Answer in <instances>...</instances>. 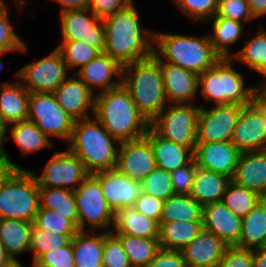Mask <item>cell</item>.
<instances>
[{
	"label": "cell",
	"mask_w": 266,
	"mask_h": 267,
	"mask_svg": "<svg viewBox=\"0 0 266 267\" xmlns=\"http://www.w3.org/2000/svg\"><path fill=\"white\" fill-rule=\"evenodd\" d=\"M58 104L75 121L94 116L95 94L74 73L53 92ZM92 112L91 116L86 111Z\"/></svg>",
	"instance_id": "18"
},
{
	"label": "cell",
	"mask_w": 266,
	"mask_h": 267,
	"mask_svg": "<svg viewBox=\"0 0 266 267\" xmlns=\"http://www.w3.org/2000/svg\"><path fill=\"white\" fill-rule=\"evenodd\" d=\"M100 182L104 197L113 211L133 206L141 193V183L116 168L93 174Z\"/></svg>",
	"instance_id": "20"
},
{
	"label": "cell",
	"mask_w": 266,
	"mask_h": 267,
	"mask_svg": "<svg viewBox=\"0 0 266 267\" xmlns=\"http://www.w3.org/2000/svg\"><path fill=\"white\" fill-rule=\"evenodd\" d=\"M252 15L257 19L266 15V0H247Z\"/></svg>",
	"instance_id": "56"
},
{
	"label": "cell",
	"mask_w": 266,
	"mask_h": 267,
	"mask_svg": "<svg viewBox=\"0 0 266 267\" xmlns=\"http://www.w3.org/2000/svg\"><path fill=\"white\" fill-rule=\"evenodd\" d=\"M215 16L233 19L244 24L256 19L251 13L247 0H219Z\"/></svg>",
	"instance_id": "47"
},
{
	"label": "cell",
	"mask_w": 266,
	"mask_h": 267,
	"mask_svg": "<svg viewBox=\"0 0 266 267\" xmlns=\"http://www.w3.org/2000/svg\"><path fill=\"white\" fill-rule=\"evenodd\" d=\"M241 151L231 142L197 143L193 151L196 166L232 179Z\"/></svg>",
	"instance_id": "17"
},
{
	"label": "cell",
	"mask_w": 266,
	"mask_h": 267,
	"mask_svg": "<svg viewBox=\"0 0 266 267\" xmlns=\"http://www.w3.org/2000/svg\"><path fill=\"white\" fill-rule=\"evenodd\" d=\"M130 3L126 8L103 19L104 53L120 66L151 57L154 53V32L141 28L138 10Z\"/></svg>",
	"instance_id": "1"
},
{
	"label": "cell",
	"mask_w": 266,
	"mask_h": 267,
	"mask_svg": "<svg viewBox=\"0 0 266 267\" xmlns=\"http://www.w3.org/2000/svg\"><path fill=\"white\" fill-rule=\"evenodd\" d=\"M39 202L40 208L57 211L78 228V213L74 191L62 188L39 187Z\"/></svg>",
	"instance_id": "36"
},
{
	"label": "cell",
	"mask_w": 266,
	"mask_h": 267,
	"mask_svg": "<svg viewBox=\"0 0 266 267\" xmlns=\"http://www.w3.org/2000/svg\"><path fill=\"white\" fill-rule=\"evenodd\" d=\"M252 102L261 110L266 125V92H255Z\"/></svg>",
	"instance_id": "57"
},
{
	"label": "cell",
	"mask_w": 266,
	"mask_h": 267,
	"mask_svg": "<svg viewBox=\"0 0 266 267\" xmlns=\"http://www.w3.org/2000/svg\"><path fill=\"white\" fill-rule=\"evenodd\" d=\"M33 226L37 229L59 234H76L79 231L69 219L63 217L57 211L45 208H39Z\"/></svg>",
	"instance_id": "44"
},
{
	"label": "cell",
	"mask_w": 266,
	"mask_h": 267,
	"mask_svg": "<svg viewBox=\"0 0 266 267\" xmlns=\"http://www.w3.org/2000/svg\"><path fill=\"white\" fill-rule=\"evenodd\" d=\"M90 13V16L86 14ZM62 41H83L100 53L105 48L103 20L88 8L68 10L59 14Z\"/></svg>",
	"instance_id": "14"
},
{
	"label": "cell",
	"mask_w": 266,
	"mask_h": 267,
	"mask_svg": "<svg viewBox=\"0 0 266 267\" xmlns=\"http://www.w3.org/2000/svg\"><path fill=\"white\" fill-rule=\"evenodd\" d=\"M88 231H78L72 238L75 267H103L104 233Z\"/></svg>",
	"instance_id": "30"
},
{
	"label": "cell",
	"mask_w": 266,
	"mask_h": 267,
	"mask_svg": "<svg viewBox=\"0 0 266 267\" xmlns=\"http://www.w3.org/2000/svg\"><path fill=\"white\" fill-rule=\"evenodd\" d=\"M120 142L95 117L74 123L68 150L79 158L89 174L116 168ZM118 146V147H117Z\"/></svg>",
	"instance_id": "3"
},
{
	"label": "cell",
	"mask_w": 266,
	"mask_h": 267,
	"mask_svg": "<svg viewBox=\"0 0 266 267\" xmlns=\"http://www.w3.org/2000/svg\"><path fill=\"white\" fill-rule=\"evenodd\" d=\"M265 127L262 112L253 102L242 105L231 142L241 152L266 150Z\"/></svg>",
	"instance_id": "16"
},
{
	"label": "cell",
	"mask_w": 266,
	"mask_h": 267,
	"mask_svg": "<svg viewBox=\"0 0 266 267\" xmlns=\"http://www.w3.org/2000/svg\"><path fill=\"white\" fill-rule=\"evenodd\" d=\"M68 76L67 66L56 48L15 74L29 93H53Z\"/></svg>",
	"instance_id": "11"
},
{
	"label": "cell",
	"mask_w": 266,
	"mask_h": 267,
	"mask_svg": "<svg viewBox=\"0 0 266 267\" xmlns=\"http://www.w3.org/2000/svg\"><path fill=\"white\" fill-rule=\"evenodd\" d=\"M195 171L196 164L193 160L190 164L170 172L175 194L190 195Z\"/></svg>",
	"instance_id": "49"
},
{
	"label": "cell",
	"mask_w": 266,
	"mask_h": 267,
	"mask_svg": "<svg viewBox=\"0 0 266 267\" xmlns=\"http://www.w3.org/2000/svg\"><path fill=\"white\" fill-rule=\"evenodd\" d=\"M76 234H59L33 226L29 251L34 253L32 264L45 252L67 246Z\"/></svg>",
	"instance_id": "41"
},
{
	"label": "cell",
	"mask_w": 266,
	"mask_h": 267,
	"mask_svg": "<svg viewBox=\"0 0 266 267\" xmlns=\"http://www.w3.org/2000/svg\"><path fill=\"white\" fill-rule=\"evenodd\" d=\"M230 181L223 174L196 166L190 196L202 206L222 201Z\"/></svg>",
	"instance_id": "28"
},
{
	"label": "cell",
	"mask_w": 266,
	"mask_h": 267,
	"mask_svg": "<svg viewBox=\"0 0 266 267\" xmlns=\"http://www.w3.org/2000/svg\"><path fill=\"white\" fill-rule=\"evenodd\" d=\"M33 223L18 219H0V242L14 263L16 255L29 251Z\"/></svg>",
	"instance_id": "29"
},
{
	"label": "cell",
	"mask_w": 266,
	"mask_h": 267,
	"mask_svg": "<svg viewBox=\"0 0 266 267\" xmlns=\"http://www.w3.org/2000/svg\"><path fill=\"white\" fill-rule=\"evenodd\" d=\"M154 54L162 62L178 65L197 75L213 67L221 59L215 52L209 35L196 37L154 32Z\"/></svg>",
	"instance_id": "5"
},
{
	"label": "cell",
	"mask_w": 266,
	"mask_h": 267,
	"mask_svg": "<svg viewBox=\"0 0 266 267\" xmlns=\"http://www.w3.org/2000/svg\"><path fill=\"white\" fill-rule=\"evenodd\" d=\"M29 95L21 81L0 82V114L7 125L27 120Z\"/></svg>",
	"instance_id": "27"
},
{
	"label": "cell",
	"mask_w": 266,
	"mask_h": 267,
	"mask_svg": "<svg viewBox=\"0 0 266 267\" xmlns=\"http://www.w3.org/2000/svg\"><path fill=\"white\" fill-rule=\"evenodd\" d=\"M210 20L213 21V33L209 34V38L215 52L221 58H232L233 54L229 47L240 39L245 24L219 16H214Z\"/></svg>",
	"instance_id": "33"
},
{
	"label": "cell",
	"mask_w": 266,
	"mask_h": 267,
	"mask_svg": "<svg viewBox=\"0 0 266 267\" xmlns=\"http://www.w3.org/2000/svg\"><path fill=\"white\" fill-rule=\"evenodd\" d=\"M59 4H61V10L68 11V10H82L87 9L90 0H53Z\"/></svg>",
	"instance_id": "55"
},
{
	"label": "cell",
	"mask_w": 266,
	"mask_h": 267,
	"mask_svg": "<svg viewBox=\"0 0 266 267\" xmlns=\"http://www.w3.org/2000/svg\"><path fill=\"white\" fill-rule=\"evenodd\" d=\"M266 242V198H262L252 211L242 218L241 235L235 245L244 249L263 248Z\"/></svg>",
	"instance_id": "31"
},
{
	"label": "cell",
	"mask_w": 266,
	"mask_h": 267,
	"mask_svg": "<svg viewBox=\"0 0 266 267\" xmlns=\"http://www.w3.org/2000/svg\"><path fill=\"white\" fill-rule=\"evenodd\" d=\"M203 221V206L190 195L175 194L164 200L160 222Z\"/></svg>",
	"instance_id": "35"
},
{
	"label": "cell",
	"mask_w": 266,
	"mask_h": 267,
	"mask_svg": "<svg viewBox=\"0 0 266 267\" xmlns=\"http://www.w3.org/2000/svg\"><path fill=\"white\" fill-rule=\"evenodd\" d=\"M16 2L15 3H17L18 4V7L21 9H23V5H24V3L26 2L25 0H15Z\"/></svg>",
	"instance_id": "61"
},
{
	"label": "cell",
	"mask_w": 266,
	"mask_h": 267,
	"mask_svg": "<svg viewBox=\"0 0 266 267\" xmlns=\"http://www.w3.org/2000/svg\"><path fill=\"white\" fill-rule=\"evenodd\" d=\"M39 208V186L31 170L0 167V219L33 223Z\"/></svg>",
	"instance_id": "6"
},
{
	"label": "cell",
	"mask_w": 266,
	"mask_h": 267,
	"mask_svg": "<svg viewBox=\"0 0 266 267\" xmlns=\"http://www.w3.org/2000/svg\"><path fill=\"white\" fill-rule=\"evenodd\" d=\"M39 187L62 188L71 191L89 175L83 162L69 150L54 152L41 175L31 171Z\"/></svg>",
	"instance_id": "12"
},
{
	"label": "cell",
	"mask_w": 266,
	"mask_h": 267,
	"mask_svg": "<svg viewBox=\"0 0 266 267\" xmlns=\"http://www.w3.org/2000/svg\"><path fill=\"white\" fill-rule=\"evenodd\" d=\"M141 192L166 200L175 195L170 172L156 167L141 182Z\"/></svg>",
	"instance_id": "42"
},
{
	"label": "cell",
	"mask_w": 266,
	"mask_h": 267,
	"mask_svg": "<svg viewBox=\"0 0 266 267\" xmlns=\"http://www.w3.org/2000/svg\"><path fill=\"white\" fill-rule=\"evenodd\" d=\"M8 127L11 128L10 137L20 148L23 157L44 148H51L53 145L51 139L32 121L16 122L8 125Z\"/></svg>",
	"instance_id": "34"
},
{
	"label": "cell",
	"mask_w": 266,
	"mask_h": 267,
	"mask_svg": "<svg viewBox=\"0 0 266 267\" xmlns=\"http://www.w3.org/2000/svg\"><path fill=\"white\" fill-rule=\"evenodd\" d=\"M152 56L160 64L168 104H191L199 91L198 75L178 65L162 62L154 53Z\"/></svg>",
	"instance_id": "19"
},
{
	"label": "cell",
	"mask_w": 266,
	"mask_h": 267,
	"mask_svg": "<svg viewBox=\"0 0 266 267\" xmlns=\"http://www.w3.org/2000/svg\"><path fill=\"white\" fill-rule=\"evenodd\" d=\"M121 84L149 123L168 105L161 67L153 56L123 66Z\"/></svg>",
	"instance_id": "4"
},
{
	"label": "cell",
	"mask_w": 266,
	"mask_h": 267,
	"mask_svg": "<svg viewBox=\"0 0 266 267\" xmlns=\"http://www.w3.org/2000/svg\"><path fill=\"white\" fill-rule=\"evenodd\" d=\"M8 125L4 122L1 114H0V167L2 168H9V169H21L20 166L13 163L9 158V154L3 147L4 140L8 139L9 136H6L8 133Z\"/></svg>",
	"instance_id": "54"
},
{
	"label": "cell",
	"mask_w": 266,
	"mask_h": 267,
	"mask_svg": "<svg viewBox=\"0 0 266 267\" xmlns=\"http://www.w3.org/2000/svg\"><path fill=\"white\" fill-rule=\"evenodd\" d=\"M115 235L120 239L132 267H146L161 249L158 239L128 234Z\"/></svg>",
	"instance_id": "37"
},
{
	"label": "cell",
	"mask_w": 266,
	"mask_h": 267,
	"mask_svg": "<svg viewBox=\"0 0 266 267\" xmlns=\"http://www.w3.org/2000/svg\"><path fill=\"white\" fill-rule=\"evenodd\" d=\"M229 245L205 229L181 250L187 267H218Z\"/></svg>",
	"instance_id": "22"
},
{
	"label": "cell",
	"mask_w": 266,
	"mask_h": 267,
	"mask_svg": "<svg viewBox=\"0 0 266 267\" xmlns=\"http://www.w3.org/2000/svg\"><path fill=\"white\" fill-rule=\"evenodd\" d=\"M242 105L221 104L210 109L200 106L197 143L231 141Z\"/></svg>",
	"instance_id": "13"
},
{
	"label": "cell",
	"mask_w": 266,
	"mask_h": 267,
	"mask_svg": "<svg viewBox=\"0 0 266 267\" xmlns=\"http://www.w3.org/2000/svg\"><path fill=\"white\" fill-rule=\"evenodd\" d=\"M202 228V221L159 222L160 247L166 250L181 251Z\"/></svg>",
	"instance_id": "32"
},
{
	"label": "cell",
	"mask_w": 266,
	"mask_h": 267,
	"mask_svg": "<svg viewBox=\"0 0 266 267\" xmlns=\"http://www.w3.org/2000/svg\"><path fill=\"white\" fill-rule=\"evenodd\" d=\"M103 267H132L120 239L109 230L104 231Z\"/></svg>",
	"instance_id": "46"
},
{
	"label": "cell",
	"mask_w": 266,
	"mask_h": 267,
	"mask_svg": "<svg viewBox=\"0 0 266 267\" xmlns=\"http://www.w3.org/2000/svg\"><path fill=\"white\" fill-rule=\"evenodd\" d=\"M13 260L7 255L3 244L0 242V267H11Z\"/></svg>",
	"instance_id": "59"
},
{
	"label": "cell",
	"mask_w": 266,
	"mask_h": 267,
	"mask_svg": "<svg viewBox=\"0 0 266 267\" xmlns=\"http://www.w3.org/2000/svg\"><path fill=\"white\" fill-rule=\"evenodd\" d=\"M111 228L114 234L159 239V223L135 210L134 206L120 207L114 211Z\"/></svg>",
	"instance_id": "25"
},
{
	"label": "cell",
	"mask_w": 266,
	"mask_h": 267,
	"mask_svg": "<svg viewBox=\"0 0 266 267\" xmlns=\"http://www.w3.org/2000/svg\"><path fill=\"white\" fill-rule=\"evenodd\" d=\"M78 213V230L85 231L89 224L91 231L107 229L113 225L114 211L108 205L99 180L89 174L75 189Z\"/></svg>",
	"instance_id": "9"
},
{
	"label": "cell",
	"mask_w": 266,
	"mask_h": 267,
	"mask_svg": "<svg viewBox=\"0 0 266 267\" xmlns=\"http://www.w3.org/2000/svg\"><path fill=\"white\" fill-rule=\"evenodd\" d=\"M163 202L164 201L161 199L141 192L133 206L138 212L156 220L159 223L162 214Z\"/></svg>",
	"instance_id": "51"
},
{
	"label": "cell",
	"mask_w": 266,
	"mask_h": 267,
	"mask_svg": "<svg viewBox=\"0 0 266 267\" xmlns=\"http://www.w3.org/2000/svg\"><path fill=\"white\" fill-rule=\"evenodd\" d=\"M75 70L73 73H75L95 95L97 94L95 91L96 89L99 90L100 88V92L98 93H101L116 88L121 84L122 66L104 52H101L91 62L87 63L79 70ZM113 77H117L118 79L113 81Z\"/></svg>",
	"instance_id": "21"
},
{
	"label": "cell",
	"mask_w": 266,
	"mask_h": 267,
	"mask_svg": "<svg viewBox=\"0 0 266 267\" xmlns=\"http://www.w3.org/2000/svg\"><path fill=\"white\" fill-rule=\"evenodd\" d=\"M242 218L222 201L203 206V229L212 232L227 245L234 246L241 235Z\"/></svg>",
	"instance_id": "23"
},
{
	"label": "cell",
	"mask_w": 266,
	"mask_h": 267,
	"mask_svg": "<svg viewBox=\"0 0 266 267\" xmlns=\"http://www.w3.org/2000/svg\"><path fill=\"white\" fill-rule=\"evenodd\" d=\"M233 62L232 58H221L213 67L198 75V90L205 101L214 105H247L253 101V86L245 84L242 73L234 70Z\"/></svg>",
	"instance_id": "7"
},
{
	"label": "cell",
	"mask_w": 266,
	"mask_h": 267,
	"mask_svg": "<svg viewBox=\"0 0 266 267\" xmlns=\"http://www.w3.org/2000/svg\"><path fill=\"white\" fill-rule=\"evenodd\" d=\"M94 116L119 142L143 138L150 127L122 84L95 95Z\"/></svg>",
	"instance_id": "2"
},
{
	"label": "cell",
	"mask_w": 266,
	"mask_h": 267,
	"mask_svg": "<svg viewBox=\"0 0 266 267\" xmlns=\"http://www.w3.org/2000/svg\"><path fill=\"white\" fill-rule=\"evenodd\" d=\"M133 0H90L88 9L98 18L104 19L126 8Z\"/></svg>",
	"instance_id": "52"
},
{
	"label": "cell",
	"mask_w": 266,
	"mask_h": 267,
	"mask_svg": "<svg viewBox=\"0 0 266 267\" xmlns=\"http://www.w3.org/2000/svg\"><path fill=\"white\" fill-rule=\"evenodd\" d=\"M0 57H1V54H0ZM3 67H4V63H3V61L0 59V70H2Z\"/></svg>",
	"instance_id": "63"
},
{
	"label": "cell",
	"mask_w": 266,
	"mask_h": 267,
	"mask_svg": "<svg viewBox=\"0 0 266 267\" xmlns=\"http://www.w3.org/2000/svg\"><path fill=\"white\" fill-rule=\"evenodd\" d=\"M11 267H24L22 263H14Z\"/></svg>",
	"instance_id": "62"
},
{
	"label": "cell",
	"mask_w": 266,
	"mask_h": 267,
	"mask_svg": "<svg viewBox=\"0 0 266 267\" xmlns=\"http://www.w3.org/2000/svg\"><path fill=\"white\" fill-rule=\"evenodd\" d=\"M56 49L62 55V58L68 70L78 69L91 62L100 52L86 44L83 41H62Z\"/></svg>",
	"instance_id": "40"
},
{
	"label": "cell",
	"mask_w": 266,
	"mask_h": 267,
	"mask_svg": "<svg viewBox=\"0 0 266 267\" xmlns=\"http://www.w3.org/2000/svg\"><path fill=\"white\" fill-rule=\"evenodd\" d=\"M200 106L168 104L150 123V127L162 138L191 148L197 145V122Z\"/></svg>",
	"instance_id": "8"
},
{
	"label": "cell",
	"mask_w": 266,
	"mask_h": 267,
	"mask_svg": "<svg viewBox=\"0 0 266 267\" xmlns=\"http://www.w3.org/2000/svg\"><path fill=\"white\" fill-rule=\"evenodd\" d=\"M146 267H187L181 251L160 249Z\"/></svg>",
	"instance_id": "53"
},
{
	"label": "cell",
	"mask_w": 266,
	"mask_h": 267,
	"mask_svg": "<svg viewBox=\"0 0 266 267\" xmlns=\"http://www.w3.org/2000/svg\"><path fill=\"white\" fill-rule=\"evenodd\" d=\"M6 2L0 0V54L8 52H25L27 44L15 32L10 22Z\"/></svg>",
	"instance_id": "43"
},
{
	"label": "cell",
	"mask_w": 266,
	"mask_h": 267,
	"mask_svg": "<svg viewBox=\"0 0 266 267\" xmlns=\"http://www.w3.org/2000/svg\"><path fill=\"white\" fill-rule=\"evenodd\" d=\"M32 265L33 267H75L72 240L67 246L45 252Z\"/></svg>",
	"instance_id": "48"
},
{
	"label": "cell",
	"mask_w": 266,
	"mask_h": 267,
	"mask_svg": "<svg viewBox=\"0 0 266 267\" xmlns=\"http://www.w3.org/2000/svg\"><path fill=\"white\" fill-rule=\"evenodd\" d=\"M257 72H259L260 75H263L265 77V81H263L264 83L262 84L253 86V88L255 92H266V61Z\"/></svg>",
	"instance_id": "60"
},
{
	"label": "cell",
	"mask_w": 266,
	"mask_h": 267,
	"mask_svg": "<svg viewBox=\"0 0 266 267\" xmlns=\"http://www.w3.org/2000/svg\"><path fill=\"white\" fill-rule=\"evenodd\" d=\"M145 137L151 142L156 167L171 172L190 164L194 160L191 148L162 138L151 127H149Z\"/></svg>",
	"instance_id": "26"
},
{
	"label": "cell",
	"mask_w": 266,
	"mask_h": 267,
	"mask_svg": "<svg viewBox=\"0 0 266 267\" xmlns=\"http://www.w3.org/2000/svg\"><path fill=\"white\" fill-rule=\"evenodd\" d=\"M231 181L266 198V150L241 152Z\"/></svg>",
	"instance_id": "24"
},
{
	"label": "cell",
	"mask_w": 266,
	"mask_h": 267,
	"mask_svg": "<svg viewBox=\"0 0 266 267\" xmlns=\"http://www.w3.org/2000/svg\"><path fill=\"white\" fill-rule=\"evenodd\" d=\"M27 120L49 138L70 141L75 120L58 104L53 93H30Z\"/></svg>",
	"instance_id": "10"
},
{
	"label": "cell",
	"mask_w": 266,
	"mask_h": 267,
	"mask_svg": "<svg viewBox=\"0 0 266 267\" xmlns=\"http://www.w3.org/2000/svg\"><path fill=\"white\" fill-rule=\"evenodd\" d=\"M116 169L124 175L141 182L156 168L151 142L146 138L120 142Z\"/></svg>",
	"instance_id": "15"
},
{
	"label": "cell",
	"mask_w": 266,
	"mask_h": 267,
	"mask_svg": "<svg viewBox=\"0 0 266 267\" xmlns=\"http://www.w3.org/2000/svg\"><path fill=\"white\" fill-rule=\"evenodd\" d=\"M218 267H254L253 250L228 246Z\"/></svg>",
	"instance_id": "50"
},
{
	"label": "cell",
	"mask_w": 266,
	"mask_h": 267,
	"mask_svg": "<svg viewBox=\"0 0 266 267\" xmlns=\"http://www.w3.org/2000/svg\"><path fill=\"white\" fill-rule=\"evenodd\" d=\"M232 59L257 72L266 61V30L260 27L259 31L233 54Z\"/></svg>",
	"instance_id": "39"
},
{
	"label": "cell",
	"mask_w": 266,
	"mask_h": 267,
	"mask_svg": "<svg viewBox=\"0 0 266 267\" xmlns=\"http://www.w3.org/2000/svg\"><path fill=\"white\" fill-rule=\"evenodd\" d=\"M254 267H266V249L258 248L253 250Z\"/></svg>",
	"instance_id": "58"
},
{
	"label": "cell",
	"mask_w": 266,
	"mask_h": 267,
	"mask_svg": "<svg viewBox=\"0 0 266 267\" xmlns=\"http://www.w3.org/2000/svg\"><path fill=\"white\" fill-rule=\"evenodd\" d=\"M262 198L263 197L255 191L230 181L227 185L222 202L237 216L243 218L252 211Z\"/></svg>",
	"instance_id": "38"
},
{
	"label": "cell",
	"mask_w": 266,
	"mask_h": 267,
	"mask_svg": "<svg viewBox=\"0 0 266 267\" xmlns=\"http://www.w3.org/2000/svg\"><path fill=\"white\" fill-rule=\"evenodd\" d=\"M219 0H173L178 9L195 24L208 22L216 15Z\"/></svg>",
	"instance_id": "45"
}]
</instances>
